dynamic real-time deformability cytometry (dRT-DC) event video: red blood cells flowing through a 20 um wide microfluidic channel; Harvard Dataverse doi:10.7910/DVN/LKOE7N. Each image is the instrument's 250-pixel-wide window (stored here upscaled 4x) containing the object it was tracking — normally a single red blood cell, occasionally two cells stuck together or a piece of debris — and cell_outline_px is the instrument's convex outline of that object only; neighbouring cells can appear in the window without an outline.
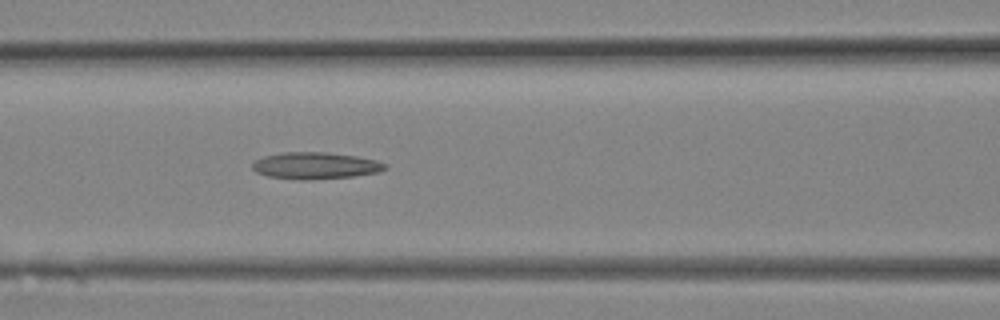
{"species": "Egyptian fruit bat (a non-hibernating species)", "species_latin": "Rousettus aegyptiacus", "temperature_condition": "room temperature", "stored_images_in_passage": 6, "camera_frame_rate_fps": 3000, "um_per_image_px": 0.085, "animal": {"sex": "female"}, "frame": {"image": 1, "passage_image": 6, "time_ms": 1.667, "image_size_px": [1000, 320], "cell_outline_px": [[388, 168], [380, 172], [352, 176], [312, 180], [300, 180], [268, 176], [256, 172], [252, 168], [252, 164], [256, 160], [264, 156], [284, 152], [324, 152], [356, 156], [376, 160], [388, 164]], "centroid_in_image_um": [26.83, 14.08], "position_along_channel_um": 139.8, "area_um2": 20.75}}